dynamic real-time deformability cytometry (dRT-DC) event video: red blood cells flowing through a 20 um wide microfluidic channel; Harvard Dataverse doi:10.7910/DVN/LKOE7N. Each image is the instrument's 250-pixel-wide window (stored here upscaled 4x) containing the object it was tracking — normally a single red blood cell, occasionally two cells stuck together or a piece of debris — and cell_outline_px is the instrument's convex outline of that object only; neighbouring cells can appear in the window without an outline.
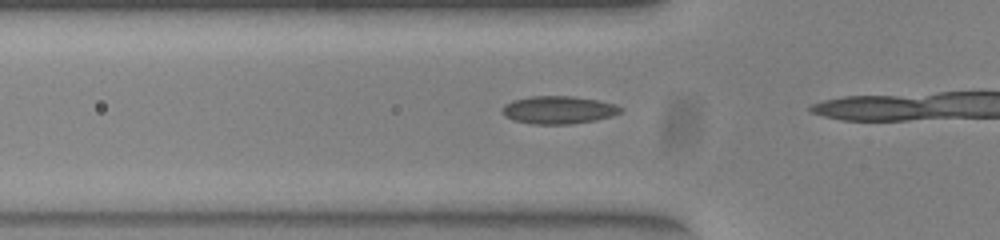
{"species": "common noctule bat (a hibernating species)", "species_latin": "Nyctalus noctula", "temperature_condition": "warm", "stored_images_in_passage": 4, "camera_frame_rate_fps": 3000, "um_per_image_px": 0.085, "animal": {"sex": "female", "body_mass_g": 23.0, "forearm_length_mm": 53.4}, "frame": {"image": 1, "passage_image": 2, "time_ms": 0.333, "image_size_px": [1000, 240], "cell_outline_px": [[624, 108], [620, 112], [612, 116], [596, 120], [572, 124], [532, 124], [512, 120], [504, 116], [500, 112], [500, 108], [504, 104], [512, 100], [532, 96], [572, 96], [596, 100], [616, 104]], "centroid_in_image_um": [47.43, 9.35], "position_along_channel_um": 78.4, "area_um2": 19.42}}